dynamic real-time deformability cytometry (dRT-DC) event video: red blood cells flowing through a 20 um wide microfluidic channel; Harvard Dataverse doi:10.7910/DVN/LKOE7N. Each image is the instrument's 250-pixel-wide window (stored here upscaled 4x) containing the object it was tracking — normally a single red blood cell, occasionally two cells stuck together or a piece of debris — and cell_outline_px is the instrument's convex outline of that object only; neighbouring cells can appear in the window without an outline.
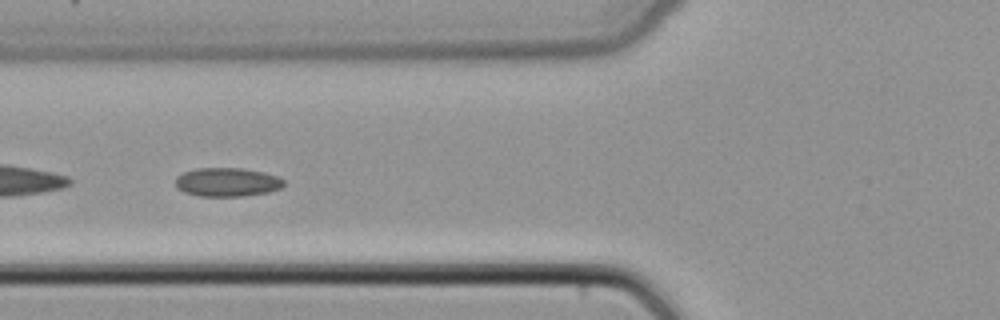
{"species": "common noctule bat (a hibernating species)", "species_latin": "Nyctalus noctula", "temperature_condition": "cold", "stored_images_in_passage": 31, "camera_frame_rate_fps": 3000, "um_per_image_px": 0.085, "animal": {"sex": "female", "body_mass_g": 22.7, "forearm_length_mm": 54.2}, "frame": {"image": 1, "passage_image": 10, "time_ms": 3.0, "image_size_px": [1000, 320], "cell_outline_px": [[284, 184], [276, 188], [264, 192], [236, 196], [204, 196], [188, 192], [180, 188], [176, 184], [176, 180], [184, 172], [200, 168], [236, 168], [260, 172], [276, 176], [284, 180]], "centroid_in_image_um": [19.3, 15.47], "position_along_channel_um": 106.5, "area_um2": 17.17}}